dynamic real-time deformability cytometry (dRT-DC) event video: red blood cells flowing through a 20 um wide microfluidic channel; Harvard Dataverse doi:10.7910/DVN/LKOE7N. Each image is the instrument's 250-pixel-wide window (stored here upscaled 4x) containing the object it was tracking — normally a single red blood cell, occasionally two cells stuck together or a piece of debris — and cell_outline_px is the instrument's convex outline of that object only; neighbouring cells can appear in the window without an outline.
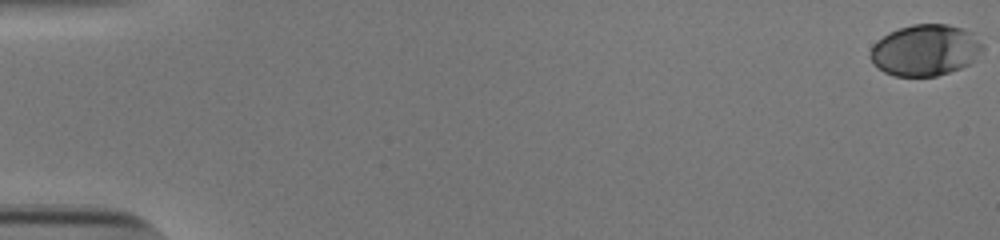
{"species": "human", "species_latin": "Homo sapiens", "temperature_condition": "cold", "stored_images_in_passage": 29, "camera_frame_rate_fps": 3000, "um_per_image_px": 0.085, "donor": {"sex": "male"}, "frame": {"image": 1, "passage_image": 1, "time_ms": 0.0, "image_size_px": [1000, 240], "cell_outline_px": [[984, 48], [976, 60], [960, 68], [936, 76], [892, 76], [884, 72], [872, 64], [868, 56], [868, 52], [872, 44], [876, 40], [888, 32], [912, 24], [948, 24], [964, 28], [972, 32], [984, 44]], "centroid_in_image_um": [78.62, 4.26], "position_along_channel_um": 6.4, "area_um2": 34.22}}
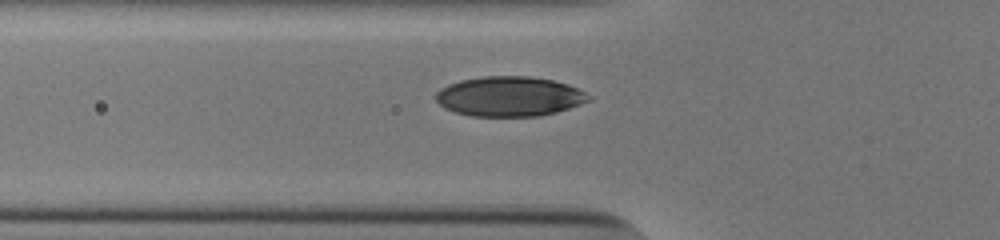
{"frame": {"image": 2, "passage_image": 21, "time_ms": 6.667, "image_size_px": [1000, 240], "cell_outline_px": [[592, 96], [588, 100], [580, 104], [556, 112], [540, 116], [472, 116], [456, 112], [444, 108], [436, 100], [436, 92], [440, 88], [448, 84], [460, 80], [484, 76], [528, 76], [552, 80], [568, 84]], "centroid_in_image_um": [43.27, 8.19], "position_along_channel_um": 82.5, "area_um2": 35.37}}
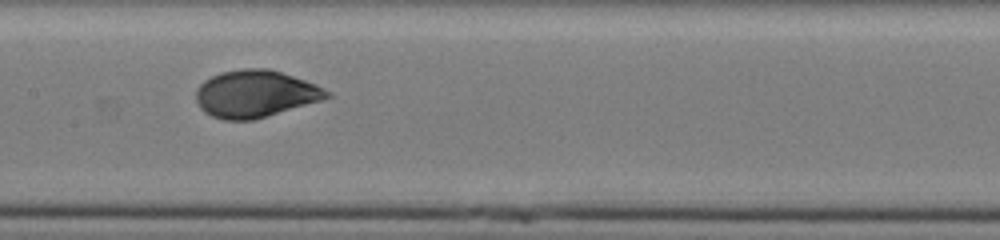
{"frame": {"image": 3, "passage_image": 29, "time_ms": 9.333, "image_size_px": [1000, 240], "cell_outline_px": [[332, 96], [320, 100], [252, 120], [224, 120], [212, 116], [204, 112], [200, 108], [196, 100], [196, 88], [204, 80], [220, 72], [244, 68], [268, 68], [316, 84], [332, 92]], "centroid_in_image_um": [21.67, 7.96], "position_along_channel_um": 185.7, "area_um2": 35.72}}